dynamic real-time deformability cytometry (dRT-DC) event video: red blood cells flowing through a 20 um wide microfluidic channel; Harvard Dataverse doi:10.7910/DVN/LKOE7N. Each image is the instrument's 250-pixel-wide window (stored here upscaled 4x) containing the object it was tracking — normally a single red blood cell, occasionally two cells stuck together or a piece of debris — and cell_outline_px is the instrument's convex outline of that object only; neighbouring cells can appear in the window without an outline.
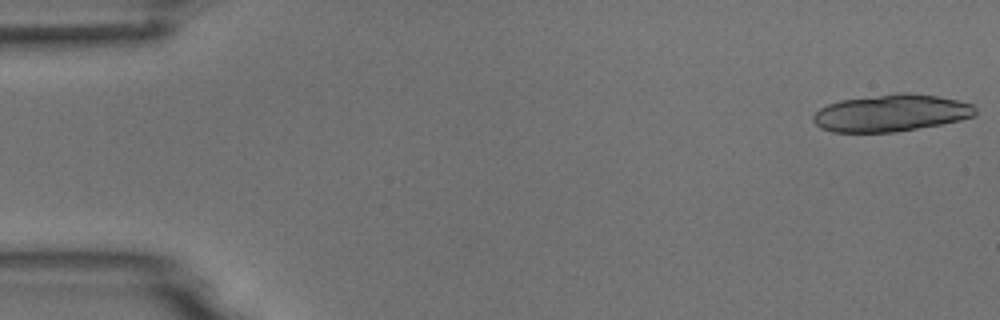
{"species": "common noctule bat (a hibernating species)", "species_latin": "Nyctalus noctula", "temperature_condition": "room temperature", "stored_images_in_passage": 5, "camera_frame_rate_fps": 3000, "um_per_image_px": 0.085, "animal": {"sex": "male", "body_mass_g": 18.8}, "frame": {"image": 1, "passage_image": 1, "time_ms": 0.0, "image_size_px": [1000, 320], "cell_outline_px": [[976, 112], [972, 116], [960, 120], [940, 124], [896, 132], [832, 132], [820, 128], [812, 120], [812, 116], [820, 108], [828, 104], [840, 100], [900, 92], [908, 92], [936, 96], [956, 100], [972, 104], [976, 108]], "centroid_in_image_um": [75.7, 9.6], "position_along_channel_um": 9.3, "area_um2": 34.91}}